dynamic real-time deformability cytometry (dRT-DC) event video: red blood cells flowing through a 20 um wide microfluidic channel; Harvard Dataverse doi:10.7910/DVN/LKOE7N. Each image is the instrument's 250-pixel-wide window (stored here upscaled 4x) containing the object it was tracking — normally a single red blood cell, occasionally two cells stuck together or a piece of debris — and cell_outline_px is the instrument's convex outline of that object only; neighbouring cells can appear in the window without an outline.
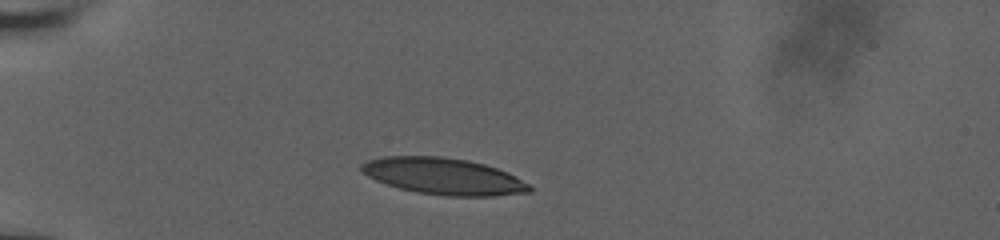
{"species": "human", "species_latin": "Homo sapiens", "temperature_condition": "room temperature", "stored_images_in_passage": 34, "camera_frame_rate_fps": 3000, "um_per_image_px": 0.085, "donor": {"sex": "male"}, "frame": {"image": 1, "passage_image": 1, "time_ms": 0.0, "image_size_px": [1000, 240], "cell_outline_px": [[532, 192], [492, 196], [448, 196], [416, 192], [400, 188], [376, 180], [368, 176], [360, 168], [360, 164], [368, 160], [384, 156], [444, 156], [468, 160], [484, 164], [508, 172], [528, 184], [532, 188]], "centroid_in_image_um": [37.71, 14.98], "position_along_channel_um": 47.3, "area_um2": 35.72}}
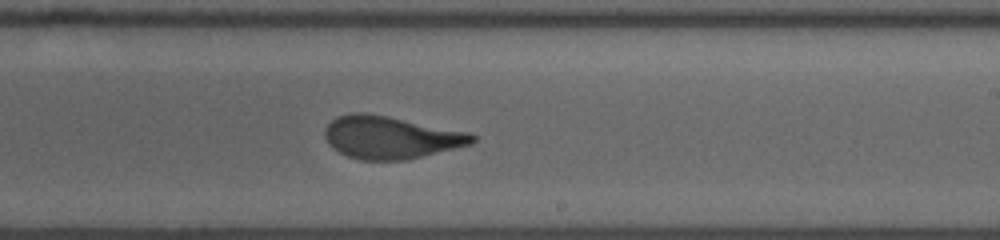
{"frame": {"image": 2, "passage_image": 20, "time_ms": 6.333, "image_size_px": [1000, 240], "cell_outline_px": [[476, 140], [472, 144], [404, 160], [360, 160], [348, 156], [332, 148], [328, 144], [324, 136], [324, 128], [336, 116], [352, 112], [364, 112], [388, 116], [468, 132], [476, 136]], "centroid_in_image_um": [33.16, 11.67], "position_along_channel_um": 255.8, "area_um2": 36.53}}
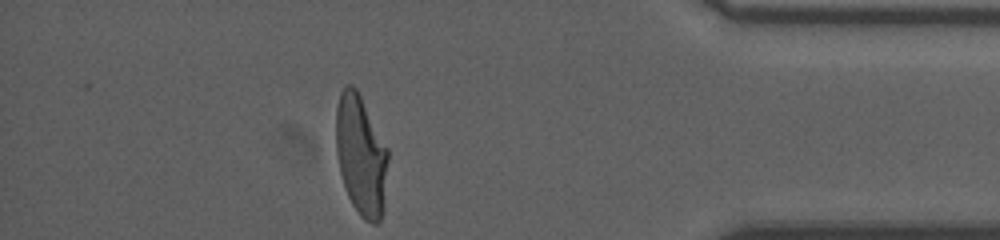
{"frame": {"image": 3, "passage_image": 34, "time_ms": 11.0, "image_size_px": [1000, 240], "cell_outline_px": [[388, 160], [384, 208], [380, 220], [376, 224], [372, 224], [364, 220], [360, 216], [352, 204], [348, 196], [340, 172], [336, 152], [336, 108], [340, 92], [344, 84], [352, 84], [356, 88], [388, 148]], "centroid_in_image_um": [30.68, 13.21], "position_along_channel_um": 404.5, "area_um2": 36.7}, "authors_computed_cell_mechanics": {"area_um2": 36.6163, "velocity_mm_per_s": 3.8535, "shape_relaxation_time_tau1_ms": 7.3873, "shape_relaxation_time_tau2_ms": 0.9274, "deformation_change_tau1": 0.2582, "deformation_change_tau2": 0.0809}}